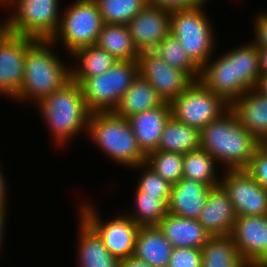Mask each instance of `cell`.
Instances as JSON below:
<instances>
[{
  "mask_svg": "<svg viewBox=\"0 0 267 267\" xmlns=\"http://www.w3.org/2000/svg\"><path fill=\"white\" fill-rule=\"evenodd\" d=\"M200 138L201 148L216 162L226 164L227 170L245 169L261 146L260 140L240 124L231 108L204 127Z\"/></svg>",
  "mask_w": 267,
  "mask_h": 267,
  "instance_id": "obj_1",
  "label": "cell"
},
{
  "mask_svg": "<svg viewBox=\"0 0 267 267\" xmlns=\"http://www.w3.org/2000/svg\"><path fill=\"white\" fill-rule=\"evenodd\" d=\"M53 45L52 40L37 39L27 48L24 81L16 101L33 99L38 103L71 81V66L62 64L51 49Z\"/></svg>",
  "mask_w": 267,
  "mask_h": 267,
  "instance_id": "obj_2",
  "label": "cell"
},
{
  "mask_svg": "<svg viewBox=\"0 0 267 267\" xmlns=\"http://www.w3.org/2000/svg\"><path fill=\"white\" fill-rule=\"evenodd\" d=\"M36 104L59 145L66 143L80 131L88 132L91 112L87 108L80 84L71 80Z\"/></svg>",
  "mask_w": 267,
  "mask_h": 267,
  "instance_id": "obj_3",
  "label": "cell"
},
{
  "mask_svg": "<svg viewBox=\"0 0 267 267\" xmlns=\"http://www.w3.org/2000/svg\"><path fill=\"white\" fill-rule=\"evenodd\" d=\"M87 134L116 163L134 168L146 162V154L139 147L127 118L113 112H93Z\"/></svg>",
  "mask_w": 267,
  "mask_h": 267,
  "instance_id": "obj_4",
  "label": "cell"
},
{
  "mask_svg": "<svg viewBox=\"0 0 267 267\" xmlns=\"http://www.w3.org/2000/svg\"><path fill=\"white\" fill-rule=\"evenodd\" d=\"M204 4L171 11L170 33L179 39L190 60L201 69L214 51V31Z\"/></svg>",
  "mask_w": 267,
  "mask_h": 267,
  "instance_id": "obj_5",
  "label": "cell"
},
{
  "mask_svg": "<svg viewBox=\"0 0 267 267\" xmlns=\"http://www.w3.org/2000/svg\"><path fill=\"white\" fill-rule=\"evenodd\" d=\"M138 74V61L118 60L105 73L85 79L80 87L87 108L91 113L113 112Z\"/></svg>",
  "mask_w": 267,
  "mask_h": 267,
  "instance_id": "obj_6",
  "label": "cell"
},
{
  "mask_svg": "<svg viewBox=\"0 0 267 267\" xmlns=\"http://www.w3.org/2000/svg\"><path fill=\"white\" fill-rule=\"evenodd\" d=\"M58 1L2 0L4 6H15L14 14L5 20L7 32L36 40H51L60 25Z\"/></svg>",
  "mask_w": 267,
  "mask_h": 267,
  "instance_id": "obj_7",
  "label": "cell"
},
{
  "mask_svg": "<svg viewBox=\"0 0 267 267\" xmlns=\"http://www.w3.org/2000/svg\"><path fill=\"white\" fill-rule=\"evenodd\" d=\"M62 14L59 28L51 39L55 44L60 39L69 55L96 44L104 22L95 0H76Z\"/></svg>",
  "mask_w": 267,
  "mask_h": 267,
  "instance_id": "obj_8",
  "label": "cell"
},
{
  "mask_svg": "<svg viewBox=\"0 0 267 267\" xmlns=\"http://www.w3.org/2000/svg\"><path fill=\"white\" fill-rule=\"evenodd\" d=\"M170 107L174 119L201 131L225 113L230 105L197 80L172 100Z\"/></svg>",
  "mask_w": 267,
  "mask_h": 267,
  "instance_id": "obj_9",
  "label": "cell"
},
{
  "mask_svg": "<svg viewBox=\"0 0 267 267\" xmlns=\"http://www.w3.org/2000/svg\"><path fill=\"white\" fill-rule=\"evenodd\" d=\"M80 207V216L99 234L106 249L118 260L133 256L139 225L121 215L102 222L91 204Z\"/></svg>",
  "mask_w": 267,
  "mask_h": 267,
  "instance_id": "obj_10",
  "label": "cell"
},
{
  "mask_svg": "<svg viewBox=\"0 0 267 267\" xmlns=\"http://www.w3.org/2000/svg\"><path fill=\"white\" fill-rule=\"evenodd\" d=\"M225 171L220 185L227 192L236 215H267V190L244 169Z\"/></svg>",
  "mask_w": 267,
  "mask_h": 267,
  "instance_id": "obj_11",
  "label": "cell"
},
{
  "mask_svg": "<svg viewBox=\"0 0 267 267\" xmlns=\"http://www.w3.org/2000/svg\"><path fill=\"white\" fill-rule=\"evenodd\" d=\"M36 39L5 32L0 38V94L16 99L24 81L27 48Z\"/></svg>",
  "mask_w": 267,
  "mask_h": 267,
  "instance_id": "obj_12",
  "label": "cell"
},
{
  "mask_svg": "<svg viewBox=\"0 0 267 267\" xmlns=\"http://www.w3.org/2000/svg\"><path fill=\"white\" fill-rule=\"evenodd\" d=\"M230 235L250 267H267V215L237 216Z\"/></svg>",
  "mask_w": 267,
  "mask_h": 267,
  "instance_id": "obj_13",
  "label": "cell"
},
{
  "mask_svg": "<svg viewBox=\"0 0 267 267\" xmlns=\"http://www.w3.org/2000/svg\"><path fill=\"white\" fill-rule=\"evenodd\" d=\"M139 74L170 103L179 96L193 80L183 71L172 68L155 51H141L138 58Z\"/></svg>",
  "mask_w": 267,
  "mask_h": 267,
  "instance_id": "obj_14",
  "label": "cell"
},
{
  "mask_svg": "<svg viewBox=\"0 0 267 267\" xmlns=\"http://www.w3.org/2000/svg\"><path fill=\"white\" fill-rule=\"evenodd\" d=\"M199 81L229 105L251 89L242 79H235L234 49L216 61L209 60L200 69Z\"/></svg>",
  "mask_w": 267,
  "mask_h": 267,
  "instance_id": "obj_15",
  "label": "cell"
},
{
  "mask_svg": "<svg viewBox=\"0 0 267 267\" xmlns=\"http://www.w3.org/2000/svg\"><path fill=\"white\" fill-rule=\"evenodd\" d=\"M170 22V10L147 4L127 26L138 51H152L170 33Z\"/></svg>",
  "mask_w": 267,
  "mask_h": 267,
  "instance_id": "obj_16",
  "label": "cell"
},
{
  "mask_svg": "<svg viewBox=\"0 0 267 267\" xmlns=\"http://www.w3.org/2000/svg\"><path fill=\"white\" fill-rule=\"evenodd\" d=\"M237 215L227 192L221 185L208 192L206 204L198 217V222L212 236L230 235Z\"/></svg>",
  "mask_w": 267,
  "mask_h": 267,
  "instance_id": "obj_17",
  "label": "cell"
},
{
  "mask_svg": "<svg viewBox=\"0 0 267 267\" xmlns=\"http://www.w3.org/2000/svg\"><path fill=\"white\" fill-rule=\"evenodd\" d=\"M211 188L202 182L182 178L172 185L168 213L197 220L204 209Z\"/></svg>",
  "mask_w": 267,
  "mask_h": 267,
  "instance_id": "obj_18",
  "label": "cell"
},
{
  "mask_svg": "<svg viewBox=\"0 0 267 267\" xmlns=\"http://www.w3.org/2000/svg\"><path fill=\"white\" fill-rule=\"evenodd\" d=\"M171 117L170 103L128 117L141 150L147 155L157 150L164 126Z\"/></svg>",
  "mask_w": 267,
  "mask_h": 267,
  "instance_id": "obj_19",
  "label": "cell"
},
{
  "mask_svg": "<svg viewBox=\"0 0 267 267\" xmlns=\"http://www.w3.org/2000/svg\"><path fill=\"white\" fill-rule=\"evenodd\" d=\"M157 226L172 246L177 248L201 249L212 236L198 220L171 213H167Z\"/></svg>",
  "mask_w": 267,
  "mask_h": 267,
  "instance_id": "obj_20",
  "label": "cell"
},
{
  "mask_svg": "<svg viewBox=\"0 0 267 267\" xmlns=\"http://www.w3.org/2000/svg\"><path fill=\"white\" fill-rule=\"evenodd\" d=\"M230 108L249 133L260 141L267 135V97L256 89H250L236 99Z\"/></svg>",
  "mask_w": 267,
  "mask_h": 267,
  "instance_id": "obj_21",
  "label": "cell"
},
{
  "mask_svg": "<svg viewBox=\"0 0 267 267\" xmlns=\"http://www.w3.org/2000/svg\"><path fill=\"white\" fill-rule=\"evenodd\" d=\"M173 246L157 225L140 226L133 256L151 267H168Z\"/></svg>",
  "mask_w": 267,
  "mask_h": 267,
  "instance_id": "obj_22",
  "label": "cell"
},
{
  "mask_svg": "<svg viewBox=\"0 0 267 267\" xmlns=\"http://www.w3.org/2000/svg\"><path fill=\"white\" fill-rule=\"evenodd\" d=\"M79 217V267H118L119 260L106 249L99 234L81 216Z\"/></svg>",
  "mask_w": 267,
  "mask_h": 267,
  "instance_id": "obj_23",
  "label": "cell"
},
{
  "mask_svg": "<svg viewBox=\"0 0 267 267\" xmlns=\"http://www.w3.org/2000/svg\"><path fill=\"white\" fill-rule=\"evenodd\" d=\"M165 103L155 88L140 74L121 97L113 113L128 118L136 113L151 110Z\"/></svg>",
  "mask_w": 267,
  "mask_h": 267,
  "instance_id": "obj_24",
  "label": "cell"
},
{
  "mask_svg": "<svg viewBox=\"0 0 267 267\" xmlns=\"http://www.w3.org/2000/svg\"><path fill=\"white\" fill-rule=\"evenodd\" d=\"M70 56L80 60L78 66L71 67V80L78 84L87 78L105 73L118 61L96 44L78 49Z\"/></svg>",
  "mask_w": 267,
  "mask_h": 267,
  "instance_id": "obj_25",
  "label": "cell"
},
{
  "mask_svg": "<svg viewBox=\"0 0 267 267\" xmlns=\"http://www.w3.org/2000/svg\"><path fill=\"white\" fill-rule=\"evenodd\" d=\"M199 148H201L200 130L171 116L164 126L157 150L184 155Z\"/></svg>",
  "mask_w": 267,
  "mask_h": 267,
  "instance_id": "obj_26",
  "label": "cell"
},
{
  "mask_svg": "<svg viewBox=\"0 0 267 267\" xmlns=\"http://www.w3.org/2000/svg\"><path fill=\"white\" fill-rule=\"evenodd\" d=\"M96 45L119 61H138L140 55L127 25L104 23Z\"/></svg>",
  "mask_w": 267,
  "mask_h": 267,
  "instance_id": "obj_27",
  "label": "cell"
},
{
  "mask_svg": "<svg viewBox=\"0 0 267 267\" xmlns=\"http://www.w3.org/2000/svg\"><path fill=\"white\" fill-rule=\"evenodd\" d=\"M202 251V267H250L240 256L231 235L211 236Z\"/></svg>",
  "mask_w": 267,
  "mask_h": 267,
  "instance_id": "obj_28",
  "label": "cell"
},
{
  "mask_svg": "<svg viewBox=\"0 0 267 267\" xmlns=\"http://www.w3.org/2000/svg\"><path fill=\"white\" fill-rule=\"evenodd\" d=\"M216 160L205 150L199 148L184 154L183 178L202 182L210 187L220 185L216 175Z\"/></svg>",
  "mask_w": 267,
  "mask_h": 267,
  "instance_id": "obj_29",
  "label": "cell"
},
{
  "mask_svg": "<svg viewBox=\"0 0 267 267\" xmlns=\"http://www.w3.org/2000/svg\"><path fill=\"white\" fill-rule=\"evenodd\" d=\"M135 212L127 214L134 223L139 226L158 225L168 213V201L170 197H157V195H145L142 191L135 194Z\"/></svg>",
  "mask_w": 267,
  "mask_h": 267,
  "instance_id": "obj_30",
  "label": "cell"
},
{
  "mask_svg": "<svg viewBox=\"0 0 267 267\" xmlns=\"http://www.w3.org/2000/svg\"><path fill=\"white\" fill-rule=\"evenodd\" d=\"M172 68L186 73L193 81L199 80L200 69L190 60L179 39L169 33L153 50Z\"/></svg>",
  "mask_w": 267,
  "mask_h": 267,
  "instance_id": "obj_31",
  "label": "cell"
},
{
  "mask_svg": "<svg viewBox=\"0 0 267 267\" xmlns=\"http://www.w3.org/2000/svg\"><path fill=\"white\" fill-rule=\"evenodd\" d=\"M104 23L127 25L148 4L147 0H95Z\"/></svg>",
  "mask_w": 267,
  "mask_h": 267,
  "instance_id": "obj_32",
  "label": "cell"
},
{
  "mask_svg": "<svg viewBox=\"0 0 267 267\" xmlns=\"http://www.w3.org/2000/svg\"><path fill=\"white\" fill-rule=\"evenodd\" d=\"M235 79H242L251 89H255L261 77L259 71L258 47L251 41L234 49Z\"/></svg>",
  "mask_w": 267,
  "mask_h": 267,
  "instance_id": "obj_33",
  "label": "cell"
},
{
  "mask_svg": "<svg viewBox=\"0 0 267 267\" xmlns=\"http://www.w3.org/2000/svg\"><path fill=\"white\" fill-rule=\"evenodd\" d=\"M183 154L154 150L146 155V164L161 178L174 185L183 178Z\"/></svg>",
  "mask_w": 267,
  "mask_h": 267,
  "instance_id": "obj_34",
  "label": "cell"
},
{
  "mask_svg": "<svg viewBox=\"0 0 267 267\" xmlns=\"http://www.w3.org/2000/svg\"><path fill=\"white\" fill-rule=\"evenodd\" d=\"M143 168V175L137 184L136 191H142L145 195H157V197H170L172 184L161 178L146 163L134 166Z\"/></svg>",
  "mask_w": 267,
  "mask_h": 267,
  "instance_id": "obj_35",
  "label": "cell"
},
{
  "mask_svg": "<svg viewBox=\"0 0 267 267\" xmlns=\"http://www.w3.org/2000/svg\"><path fill=\"white\" fill-rule=\"evenodd\" d=\"M168 267H202L201 249L173 247Z\"/></svg>",
  "mask_w": 267,
  "mask_h": 267,
  "instance_id": "obj_36",
  "label": "cell"
},
{
  "mask_svg": "<svg viewBox=\"0 0 267 267\" xmlns=\"http://www.w3.org/2000/svg\"><path fill=\"white\" fill-rule=\"evenodd\" d=\"M244 170L267 190V150L260 146Z\"/></svg>",
  "mask_w": 267,
  "mask_h": 267,
  "instance_id": "obj_37",
  "label": "cell"
},
{
  "mask_svg": "<svg viewBox=\"0 0 267 267\" xmlns=\"http://www.w3.org/2000/svg\"><path fill=\"white\" fill-rule=\"evenodd\" d=\"M206 1L208 0H147V3L173 11L177 9L197 7L205 4Z\"/></svg>",
  "mask_w": 267,
  "mask_h": 267,
  "instance_id": "obj_38",
  "label": "cell"
},
{
  "mask_svg": "<svg viewBox=\"0 0 267 267\" xmlns=\"http://www.w3.org/2000/svg\"><path fill=\"white\" fill-rule=\"evenodd\" d=\"M254 25L255 40L252 41L258 48H267V13L260 12Z\"/></svg>",
  "mask_w": 267,
  "mask_h": 267,
  "instance_id": "obj_39",
  "label": "cell"
},
{
  "mask_svg": "<svg viewBox=\"0 0 267 267\" xmlns=\"http://www.w3.org/2000/svg\"><path fill=\"white\" fill-rule=\"evenodd\" d=\"M118 267H151L144 261L138 260L134 256L119 260Z\"/></svg>",
  "mask_w": 267,
  "mask_h": 267,
  "instance_id": "obj_40",
  "label": "cell"
},
{
  "mask_svg": "<svg viewBox=\"0 0 267 267\" xmlns=\"http://www.w3.org/2000/svg\"><path fill=\"white\" fill-rule=\"evenodd\" d=\"M259 71L261 76L267 75V48H258Z\"/></svg>",
  "mask_w": 267,
  "mask_h": 267,
  "instance_id": "obj_41",
  "label": "cell"
},
{
  "mask_svg": "<svg viewBox=\"0 0 267 267\" xmlns=\"http://www.w3.org/2000/svg\"><path fill=\"white\" fill-rule=\"evenodd\" d=\"M1 168V167H0ZM6 179L4 177V174L2 173L1 169H0V201L6 205Z\"/></svg>",
  "mask_w": 267,
  "mask_h": 267,
  "instance_id": "obj_42",
  "label": "cell"
},
{
  "mask_svg": "<svg viewBox=\"0 0 267 267\" xmlns=\"http://www.w3.org/2000/svg\"><path fill=\"white\" fill-rule=\"evenodd\" d=\"M6 205H3L1 208H0V248L2 246V238H3V232H4V225H5V216H6Z\"/></svg>",
  "mask_w": 267,
  "mask_h": 267,
  "instance_id": "obj_43",
  "label": "cell"
},
{
  "mask_svg": "<svg viewBox=\"0 0 267 267\" xmlns=\"http://www.w3.org/2000/svg\"><path fill=\"white\" fill-rule=\"evenodd\" d=\"M255 89L263 96L267 97V75L260 77Z\"/></svg>",
  "mask_w": 267,
  "mask_h": 267,
  "instance_id": "obj_44",
  "label": "cell"
},
{
  "mask_svg": "<svg viewBox=\"0 0 267 267\" xmlns=\"http://www.w3.org/2000/svg\"><path fill=\"white\" fill-rule=\"evenodd\" d=\"M0 5L3 6V2H2V0H0ZM6 31H7V24H6V22H3V24H2V22H1V24H0V38H1V36H2Z\"/></svg>",
  "mask_w": 267,
  "mask_h": 267,
  "instance_id": "obj_45",
  "label": "cell"
},
{
  "mask_svg": "<svg viewBox=\"0 0 267 267\" xmlns=\"http://www.w3.org/2000/svg\"><path fill=\"white\" fill-rule=\"evenodd\" d=\"M261 146L265 149V150H267V135L263 138V139H261Z\"/></svg>",
  "mask_w": 267,
  "mask_h": 267,
  "instance_id": "obj_46",
  "label": "cell"
},
{
  "mask_svg": "<svg viewBox=\"0 0 267 267\" xmlns=\"http://www.w3.org/2000/svg\"><path fill=\"white\" fill-rule=\"evenodd\" d=\"M4 204L0 201V208L3 206Z\"/></svg>",
  "mask_w": 267,
  "mask_h": 267,
  "instance_id": "obj_47",
  "label": "cell"
}]
</instances>
